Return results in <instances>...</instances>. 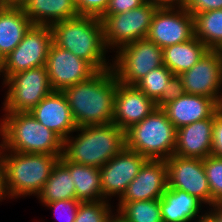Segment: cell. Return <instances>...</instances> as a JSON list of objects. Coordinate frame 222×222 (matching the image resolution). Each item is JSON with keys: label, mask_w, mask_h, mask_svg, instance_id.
Segmentation results:
<instances>
[{"label": "cell", "mask_w": 222, "mask_h": 222, "mask_svg": "<svg viewBox=\"0 0 222 222\" xmlns=\"http://www.w3.org/2000/svg\"><path fill=\"white\" fill-rule=\"evenodd\" d=\"M117 83L114 71L109 68L62 91L77 127L113 123Z\"/></svg>", "instance_id": "1"}, {"label": "cell", "mask_w": 222, "mask_h": 222, "mask_svg": "<svg viewBox=\"0 0 222 222\" xmlns=\"http://www.w3.org/2000/svg\"><path fill=\"white\" fill-rule=\"evenodd\" d=\"M50 28L53 43L57 46L71 51L79 58L87 61L96 71L111 68L112 62L106 57L109 50H107L104 42L100 18L78 15L56 22Z\"/></svg>", "instance_id": "2"}, {"label": "cell", "mask_w": 222, "mask_h": 222, "mask_svg": "<svg viewBox=\"0 0 222 222\" xmlns=\"http://www.w3.org/2000/svg\"><path fill=\"white\" fill-rule=\"evenodd\" d=\"M74 132L78 135L63 141L67 161L100 168L126 147L125 131L114 123L80 126Z\"/></svg>", "instance_id": "3"}, {"label": "cell", "mask_w": 222, "mask_h": 222, "mask_svg": "<svg viewBox=\"0 0 222 222\" xmlns=\"http://www.w3.org/2000/svg\"><path fill=\"white\" fill-rule=\"evenodd\" d=\"M62 155L18 153L0 147L4 191L9 198L36 196Z\"/></svg>", "instance_id": "4"}, {"label": "cell", "mask_w": 222, "mask_h": 222, "mask_svg": "<svg viewBox=\"0 0 222 222\" xmlns=\"http://www.w3.org/2000/svg\"><path fill=\"white\" fill-rule=\"evenodd\" d=\"M0 146L4 150L32 154H63V140L30 112H5L0 119Z\"/></svg>", "instance_id": "5"}, {"label": "cell", "mask_w": 222, "mask_h": 222, "mask_svg": "<svg viewBox=\"0 0 222 222\" xmlns=\"http://www.w3.org/2000/svg\"><path fill=\"white\" fill-rule=\"evenodd\" d=\"M176 131L166 112L162 108H156L125 131L126 148L146 159L166 160L174 154Z\"/></svg>", "instance_id": "6"}, {"label": "cell", "mask_w": 222, "mask_h": 222, "mask_svg": "<svg viewBox=\"0 0 222 222\" xmlns=\"http://www.w3.org/2000/svg\"><path fill=\"white\" fill-rule=\"evenodd\" d=\"M158 8L155 4L144 2L124 13L103 14L100 20L107 50H118L129 43L146 38Z\"/></svg>", "instance_id": "7"}, {"label": "cell", "mask_w": 222, "mask_h": 222, "mask_svg": "<svg viewBox=\"0 0 222 222\" xmlns=\"http://www.w3.org/2000/svg\"><path fill=\"white\" fill-rule=\"evenodd\" d=\"M115 53L111 68L122 84L135 85L149 71L163 65V49L147 38L129 43Z\"/></svg>", "instance_id": "8"}, {"label": "cell", "mask_w": 222, "mask_h": 222, "mask_svg": "<svg viewBox=\"0 0 222 222\" xmlns=\"http://www.w3.org/2000/svg\"><path fill=\"white\" fill-rule=\"evenodd\" d=\"M2 85L8 90L2 103L4 112H30L53 91L45 66L15 73Z\"/></svg>", "instance_id": "9"}, {"label": "cell", "mask_w": 222, "mask_h": 222, "mask_svg": "<svg viewBox=\"0 0 222 222\" xmlns=\"http://www.w3.org/2000/svg\"><path fill=\"white\" fill-rule=\"evenodd\" d=\"M52 43L50 26L32 24L16 48L4 57L3 81L15 73L45 66Z\"/></svg>", "instance_id": "10"}, {"label": "cell", "mask_w": 222, "mask_h": 222, "mask_svg": "<svg viewBox=\"0 0 222 222\" xmlns=\"http://www.w3.org/2000/svg\"><path fill=\"white\" fill-rule=\"evenodd\" d=\"M194 36V16L179 4L157 9L146 38L164 49Z\"/></svg>", "instance_id": "11"}, {"label": "cell", "mask_w": 222, "mask_h": 222, "mask_svg": "<svg viewBox=\"0 0 222 222\" xmlns=\"http://www.w3.org/2000/svg\"><path fill=\"white\" fill-rule=\"evenodd\" d=\"M180 78L185 93L212 98L222 106V50L209 49Z\"/></svg>", "instance_id": "12"}, {"label": "cell", "mask_w": 222, "mask_h": 222, "mask_svg": "<svg viewBox=\"0 0 222 222\" xmlns=\"http://www.w3.org/2000/svg\"><path fill=\"white\" fill-rule=\"evenodd\" d=\"M168 187L179 189L196 196L206 206H212L210 186L203 159L172 155L165 160Z\"/></svg>", "instance_id": "13"}, {"label": "cell", "mask_w": 222, "mask_h": 222, "mask_svg": "<svg viewBox=\"0 0 222 222\" xmlns=\"http://www.w3.org/2000/svg\"><path fill=\"white\" fill-rule=\"evenodd\" d=\"M45 67L54 91H63L97 72L87 61L54 43L50 47Z\"/></svg>", "instance_id": "14"}, {"label": "cell", "mask_w": 222, "mask_h": 222, "mask_svg": "<svg viewBox=\"0 0 222 222\" xmlns=\"http://www.w3.org/2000/svg\"><path fill=\"white\" fill-rule=\"evenodd\" d=\"M146 160L143 155L125 147L100 167L103 200L111 201L116 195L120 199Z\"/></svg>", "instance_id": "15"}, {"label": "cell", "mask_w": 222, "mask_h": 222, "mask_svg": "<svg viewBox=\"0 0 222 222\" xmlns=\"http://www.w3.org/2000/svg\"><path fill=\"white\" fill-rule=\"evenodd\" d=\"M157 108L156 102L135 85L117 83L114 96L113 123L126 131Z\"/></svg>", "instance_id": "16"}, {"label": "cell", "mask_w": 222, "mask_h": 222, "mask_svg": "<svg viewBox=\"0 0 222 222\" xmlns=\"http://www.w3.org/2000/svg\"><path fill=\"white\" fill-rule=\"evenodd\" d=\"M168 187L167 165L165 160L147 159L138 175L127 186L119 202L160 199Z\"/></svg>", "instance_id": "17"}, {"label": "cell", "mask_w": 222, "mask_h": 222, "mask_svg": "<svg viewBox=\"0 0 222 222\" xmlns=\"http://www.w3.org/2000/svg\"><path fill=\"white\" fill-rule=\"evenodd\" d=\"M30 113L63 141L77 128L67 99L62 91H52Z\"/></svg>", "instance_id": "18"}, {"label": "cell", "mask_w": 222, "mask_h": 222, "mask_svg": "<svg viewBox=\"0 0 222 222\" xmlns=\"http://www.w3.org/2000/svg\"><path fill=\"white\" fill-rule=\"evenodd\" d=\"M214 113L176 131L174 155L205 159L211 155Z\"/></svg>", "instance_id": "19"}, {"label": "cell", "mask_w": 222, "mask_h": 222, "mask_svg": "<svg viewBox=\"0 0 222 222\" xmlns=\"http://www.w3.org/2000/svg\"><path fill=\"white\" fill-rule=\"evenodd\" d=\"M220 106L209 97L185 93L162 109L176 129L209 118Z\"/></svg>", "instance_id": "20"}, {"label": "cell", "mask_w": 222, "mask_h": 222, "mask_svg": "<svg viewBox=\"0 0 222 222\" xmlns=\"http://www.w3.org/2000/svg\"><path fill=\"white\" fill-rule=\"evenodd\" d=\"M204 204L196 196L185 191L169 188L160 198L163 222H194L206 216L200 211ZM200 212L203 213L200 215ZM197 219V220H196Z\"/></svg>", "instance_id": "21"}, {"label": "cell", "mask_w": 222, "mask_h": 222, "mask_svg": "<svg viewBox=\"0 0 222 222\" xmlns=\"http://www.w3.org/2000/svg\"><path fill=\"white\" fill-rule=\"evenodd\" d=\"M32 22L21 6L0 7V56L11 53L23 39Z\"/></svg>", "instance_id": "22"}, {"label": "cell", "mask_w": 222, "mask_h": 222, "mask_svg": "<svg viewBox=\"0 0 222 222\" xmlns=\"http://www.w3.org/2000/svg\"><path fill=\"white\" fill-rule=\"evenodd\" d=\"M21 7L34 25L51 26L79 15L75 0H26Z\"/></svg>", "instance_id": "23"}, {"label": "cell", "mask_w": 222, "mask_h": 222, "mask_svg": "<svg viewBox=\"0 0 222 222\" xmlns=\"http://www.w3.org/2000/svg\"><path fill=\"white\" fill-rule=\"evenodd\" d=\"M209 48L195 36L183 43L174 44L163 49V65L175 75L190 70Z\"/></svg>", "instance_id": "24"}, {"label": "cell", "mask_w": 222, "mask_h": 222, "mask_svg": "<svg viewBox=\"0 0 222 222\" xmlns=\"http://www.w3.org/2000/svg\"><path fill=\"white\" fill-rule=\"evenodd\" d=\"M59 160L69 170L77 200L81 202L103 200L99 168L67 161L63 156Z\"/></svg>", "instance_id": "25"}, {"label": "cell", "mask_w": 222, "mask_h": 222, "mask_svg": "<svg viewBox=\"0 0 222 222\" xmlns=\"http://www.w3.org/2000/svg\"><path fill=\"white\" fill-rule=\"evenodd\" d=\"M37 199L42 205L53 201L76 199V190L69 170L60 160L54 165Z\"/></svg>", "instance_id": "26"}, {"label": "cell", "mask_w": 222, "mask_h": 222, "mask_svg": "<svg viewBox=\"0 0 222 222\" xmlns=\"http://www.w3.org/2000/svg\"><path fill=\"white\" fill-rule=\"evenodd\" d=\"M195 37L211 50H222V9L194 16Z\"/></svg>", "instance_id": "27"}, {"label": "cell", "mask_w": 222, "mask_h": 222, "mask_svg": "<svg viewBox=\"0 0 222 222\" xmlns=\"http://www.w3.org/2000/svg\"><path fill=\"white\" fill-rule=\"evenodd\" d=\"M116 213L127 222H163L160 199L118 202Z\"/></svg>", "instance_id": "28"}, {"label": "cell", "mask_w": 222, "mask_h": 222, "mask_svg": "<svg viewBox=\"0 0 222 222\" xmlns=\"http://www.w3.org/2000/svg\"><path fill=\"white\" fill-rule=\"evenodd\" d=\"M173 75L168 67L162 65L149 71L135 86L156 102Z\"/></svg>", "instance_id": "29"}, {"label": "cell", "mask_w": 222, "mask_h": 222, "mask_svg": "<svg viewBox=\"0 0 222 222\" xmlns=\"http://www.w3.org/2000/svg\"><path fill=\"white\" fill-rule=\"evenodd\" d=\"M111 207L106 200L81 202L74 222H107L115 212Z\"/></svg>", "instance_id": "30"}, {"label": "cell", "mask_w": 222, "mask_h": 222, "mask_svg": "<svg viewBox=\"0 0 222 222\" xmlns=\"http://www.w3.org/2000/svg\"><path fill=\"white\" fill-rule=\"evenodd\" d=\"M213 204H222V158L210 155L203 159Z\"/></svg>", "instance_id": "31"}, {"label": "cell", "mask_w": 222, "mask_h": 222, "mask_svg": "<svg viewBox=\"0 0 222 222\" xmlns=\"http://www.w3.org/2000/svg\"><path fill=\"white\" fill-rule=\"evenodd\" d=\"M80 203L81 201L77 199H67L46 203L44 206L54 210V214L58 216L56 218L59 221L74 222Z\"/></svg>", "instance_id": "32"}, {"label": "cell", "mask_w": 222, "mask_h": 222, "mask_svg": "<svg viewBox=\"0 0 222 222\" xmlns=\"http://www.w3.org/2000/svg\"><path fill=\"white\" fill-rule=\"evenodd\" d=\"M185 94L180 75H173L167 83L161 97L156 101L157 108H163L167 103L175 101Z\"/></svg>", "instance_id": "33"}, {"label": "cell", "mask_w": 222, "mask_h": 222, "mask_svg": "<svg viewBox=\"0 0 222 222\" xmlns=\"http://www.w3.org/2000/svg\"><path fill=\"white\" fill-rule=\"evenodd\" d=\"M109 0H75L79 15L100 18L108 7Z\"/></svg>", "instance_id": "34"}, {"label": "cell", "mask_w": 222, "mask_h": 222, "mask_svg": "<svg viewBox=\"0 0 222 222\" xmlns=\"http://www.w3.org/2000/svg\"><path fill=\"white\" fill-rule=\"evenodd\" d=\"M182 5L192 15L222 9V0H184Z\"/></svg>", "instance_id": "35"}, {"label": "cell", "mask_w": 222, "mask_h": 222, "mask_svg": "<svg viewBox=\"0 0 222 222\" xmlns=\"http://www.w3.org/2000/svg\"><path fill=\"white\" fill-rule=\"evenodd\" d=\"M211 155L222 158V106L214 112Z\"/></svg>", "instance_id": "36"}, {"label": "cell", "mask_w": 222, "mask_h": 222, "mask_svg": "<svg viewBox=\"0 0 222 222\" xmlns=\"http://www.w3.org/2000/svg\"><path fill=\"white\" fill-rule=\"evenodd\" d=\"M144 0H109L104 14H119L141 6Z\"/></svg>", "instance_id": "37"}, {"label": "cell", "mask_w": 222, "mask_h": 222, "mask_svg": "<svg viewBox=\"0 0 222 222\" xmlns=\"http://www.w3.org/2000/svg\"><path fill=\"white\" fill-rule=\"evenodd\" d=\"M209 210L207 209L206 216L212 221V222H222V204H213L210 206Z\"/></svg>", "instance_id": "38"}, {"label": "cell", "mask_w": 222, "mask_h": 222, "mask_svg": "<svg viewBox=\"0 0 222 222\" xmlns=\"http://www.w3.org/2000/svg\"><path fill=\"white\" fill-rule=\"evenodd\" d=\"M147 3L155 4L159 7H171L182 4L184 0H144Z\"/></svg>", "instance_id": "39"}, {"label": "cell", "mask_w": 222, "mask_h": 222, "mask_svg": "<svg viewBox=\"0 0 222 222\" xmlns=\"http://www.w3.org/2000/svg\"><path fill=\"white\" fill-rule=\"evenodd\" d=\"M6 193L4 191V176H3V161L0 157V201L6 200Z\"/></svg>", "instance_id": "40"}, {"label": "cell", "mask_w": 222, "mask_h": 222, "mask_svg": "<svg viewBox=\"0 0 222 222\" xmlns=\"http://www.w3.org/2000/svg\"><path fill=\"white\" fill-rule=\"evenodd\" d=\"M26 0H5V5L8 6H22Z\"/></svg>", "instance_id": "41"}, {"label": "cell", "mask_w": 222, "mask_h": 222, "mask_svg": "<svg viewBox=\"0 0 222 222\" xmlns=\"http://www.w3.org/2000/svg\"><path fill=\"white\" fill-rule=\"evenodd\" d=\"M107 222H127L119 214L113 213Z\"/></svg>", "instance_id": "42"}, {"label": "cell", "mask_w": 222, "mask_h": 222, "mask_svg": "<svg viewBox=\"0 0 222 222\" xmlns=\"http://www.w3.org/2000/svg\"><path fill=\"white\" fill-rule=\"evenodd\" d=\"M196 222V221H195ZM197 222H212L207 216L197 220Z\"/></svg>", "instance_id": "43"}, {"label": "cell", "mask_w": 222, "mask_h": 222, "mask_svg": "<svg viewBox=\"0 0 222 222\" xmlns=\"http://www.w3.org/2000/svg\"><path fill=\"white\" fill-rule=\"evenodd\" d=\"M2 71H3V59L2 57L0 56V77L2 75Z\"/></svg>", "instance_id": "44"}, {"label": "cell", "mask_w": 222, "mask_h": 222, "mask_svg": "<svg viewBox=\"0 0 222 222\" xmlns=\"http://www.w3.org/2000/svg\"><path fill=\"white\" fill-rule=\"evenodd\" d=\"M0 4L5 5V0H0Z\"/></svg>", "instance_id": "45"}]
</instances>
